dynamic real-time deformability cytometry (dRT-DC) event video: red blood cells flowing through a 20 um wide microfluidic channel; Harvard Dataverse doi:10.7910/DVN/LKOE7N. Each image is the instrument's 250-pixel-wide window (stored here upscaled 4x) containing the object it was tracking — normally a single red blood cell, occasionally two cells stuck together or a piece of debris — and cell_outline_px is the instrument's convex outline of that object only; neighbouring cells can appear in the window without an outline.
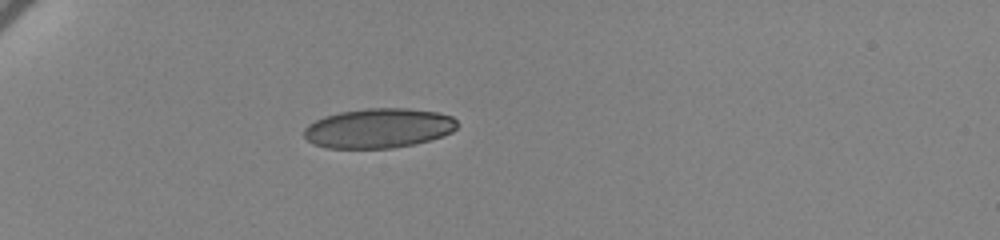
{"species": "human", "species_latin": "Homo sapiens", "temperature_condition": "cold", "stored_images_in_passage": 42, "camera_frame_rate_fps": 3000, "um_per_image_px": 0.085, "donor": {"sex": "female"}, "frame": {"image": 1, "passage_image": 1, "time_ms": 0.0, "image_size_px": [1000, 240], "cell_outline_px": [[456, 128], [452, 132], [428, 140], [412, 144], [392, 148], [328, 148], [316, 144], [308, 140], [304, 136], [304, 128], [308, 124], [324, 116], [340, 112], [368, 108], [408, 108], [440, 112], [452, 116], [456, 120]], "centroid_in_image_um": [32.18, 10.88], "position_along_channel_um": 52.8, "area_um2": 35.26}}
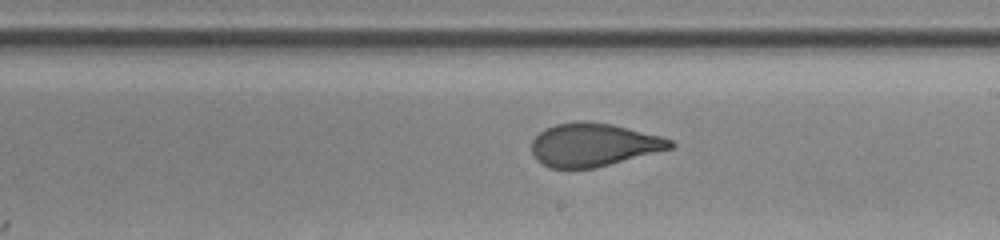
{"frame": {"image": 2, "passage_image": 20, "time_ms": 6.333, "image_size_px": [1000, 240], "cell_outline_px": [[676, 144], [672, 148], [596, 168], [548, 168], [536, 160], [532, 152], [532, 140], [544, 128], [556, 124], [612, 124], [664, 136], [672, 140]], "centroid_in_image_um": [50.48, 12.35], "position_along_channel_um": 238.5, "area_um2": 34.33}}
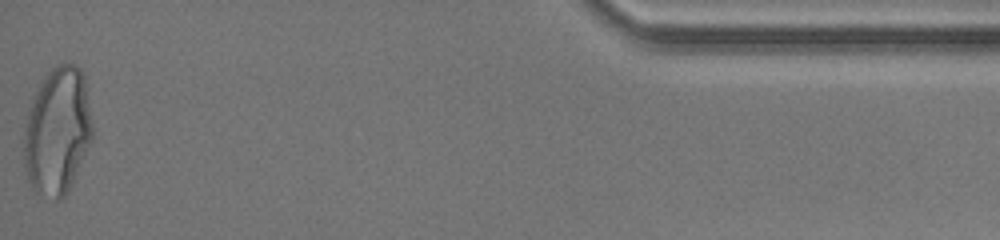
{"frame": {"image": 3, "passage_image": 42, "time_ms": 13.667, "image_size_px": [1000, 240], "cell_outline_px": [[92, 140], [64, 196], [56, 200], [36, 192], [32, 188], [24, 172], [24, 128], [28, 112], [32, 100], [44, 76], [56, 64], [68, 60], [76, 64], [84, 72], [92, 124]], "centroid_in_image_um": [4.87, 11.08], "position_along_channel_um": 430.3, "area_um2": 50.86}, "authors_computed_cell_mechanics": {"area_um2": 36.2117, "velocity_mm_per_s": 3.4528, "shape_relaxation_time_tau1_ms": 5.3704, "shape_relaxation_time_tau2_ms": 0.715, "deformation_change_tau1": 0.1729, "deformation_change_tau2": 0.0709}}